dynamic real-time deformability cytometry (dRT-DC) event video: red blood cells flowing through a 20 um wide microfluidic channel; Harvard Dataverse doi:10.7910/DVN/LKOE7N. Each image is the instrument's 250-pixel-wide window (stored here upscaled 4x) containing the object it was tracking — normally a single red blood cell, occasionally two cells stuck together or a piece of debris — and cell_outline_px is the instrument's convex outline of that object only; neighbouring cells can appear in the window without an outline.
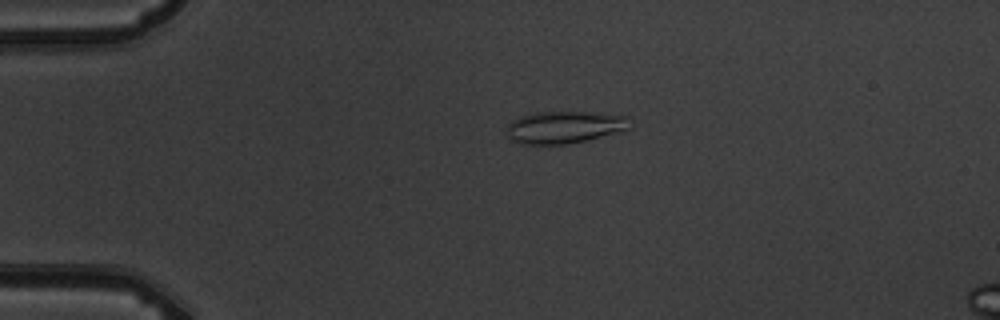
{"species": "common noctule bat (a hibernating species)", "species_latin": "Nyctalus noctula", "temperature_condition": "warm", "stored_images_in_passage": 3, "camera_frame_rate_fps": 3000, "um_per_image_px": 0.085, "animal": {"sex": "male", "body_mass_g": 19.5, "forearm_length_mm": 54.6}, "frame": {"image": 1, "passage_image": 1, "time_ms": 0.0, "image_size_px": [1000, 320], "cell_outline_px": [[628, 128], [616, 132], [568, 144], [520, 144], [512, 140], [508, 136], [508, 124], [512, 120], [520, 116], [536, 112], [592, 112], [628, 116]], "centroid_in_image_um": [47.92, 10.8], "position_along_channel_um": 37.1, "area_um2": 22.77}}